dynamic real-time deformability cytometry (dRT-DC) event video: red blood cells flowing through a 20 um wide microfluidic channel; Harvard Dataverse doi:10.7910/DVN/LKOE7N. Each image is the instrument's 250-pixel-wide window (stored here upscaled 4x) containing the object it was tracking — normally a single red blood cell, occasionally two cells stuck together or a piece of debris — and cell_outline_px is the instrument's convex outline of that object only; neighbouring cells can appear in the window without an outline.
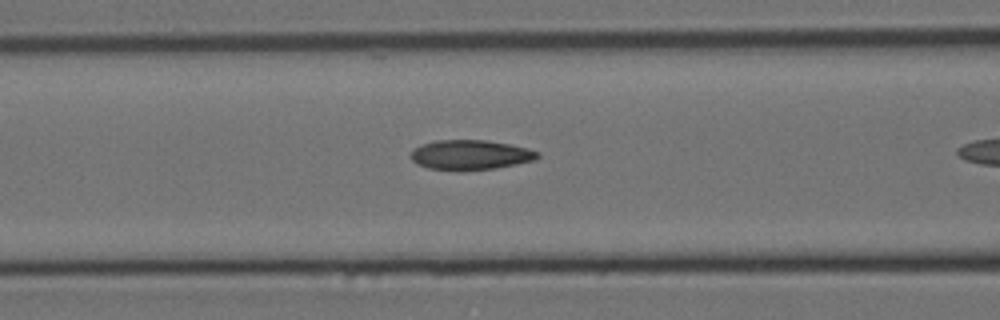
{"species": "Egyptian fruit bat (a non-hibernating species)", "species_latin": "Rousettus aegyptiacus", "temperature_condition": "cold", "stored_images_in_passage": 11, "camera_frame_rate_fps": 3000, "um_per_image_px": 0.085, "animal": {"sex": "female"}, "frame": {"image": 1, "passage_image": 10, "time_ms": 3.0, "image_size_px": [1000, 320], "cell_outline_px": [[540, 156], [536, 160], [496, 168], [460, 172], [456, 172], [428, 168], [416, 164], [408, 156], [420, 144], [436, 140], [488, 140], [528, 148], [540, 152]], "centroid_in_image_um": [39.97, 13.18], "position_along_channel_um": 126.6, "area_um2": 22.54}}